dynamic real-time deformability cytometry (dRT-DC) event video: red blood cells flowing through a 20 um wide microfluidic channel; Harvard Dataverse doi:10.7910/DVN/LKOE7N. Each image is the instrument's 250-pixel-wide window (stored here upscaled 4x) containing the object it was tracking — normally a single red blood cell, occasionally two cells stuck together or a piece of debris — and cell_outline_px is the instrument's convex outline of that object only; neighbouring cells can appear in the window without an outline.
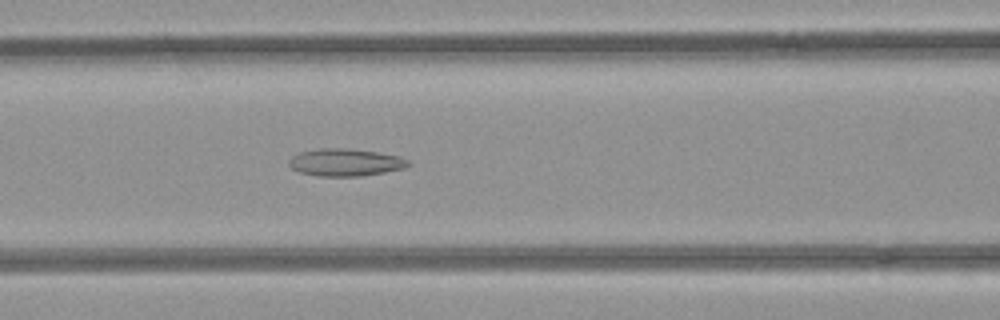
{"species": "common noctule bat (a hibernating species)", "species_latin": "Nyctalus noctula", "temperature_condition": "room temperature", "stored_images_in_passage": 52, "camera_frame_rate_fps": 3000, "um_per_image_px": 0.085, "animal": {"sex": "female", "body_mass_g": 21.9}, "frame": {"image": 1, "passage_image": 22, "time_ms": 7.0, "image_size_px": [1000, 320], "cell_outline_px": [[412, 164], [404, 168], [384, 172], [360, 176], [320, 176], [300, 172], [292, 168], [288, 164], [288, 160], [292, 156], [300, 152], [320, 148], [348, 148], [376, 152], [400, 156], [412, 160]], "centroid_in_image_um": [29.39, 13.79], "position_along_channel_um": 137.2, "area_um2": 19.13}}
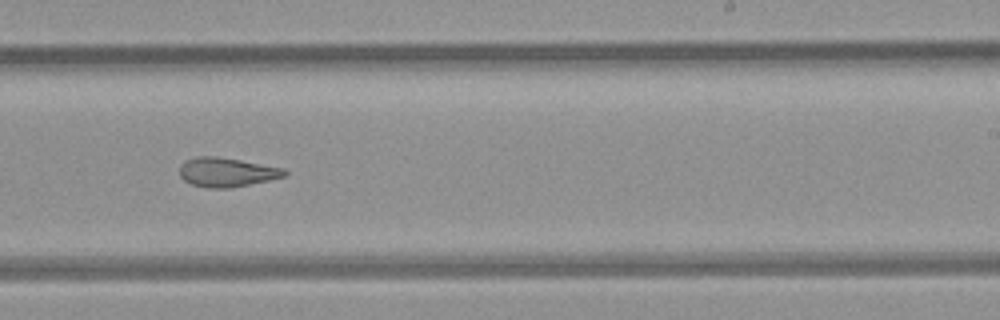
{"frame": {"image": 2, "passage_image": 32, "time_ms": 10.333, "image_size_px": [1000, 320], "cell_outline_px": [[288, 176], [228, 188], [208, 188], [192, 184], [184, 180], [180, 176], [180, 164], [196, 156], [216, 156], [240, 160], [284, 168], [288, 172]], "centroid_in_image_um": [19.28, 14.63], "position_along_channel_um": 269.7, "area_um2": 17.74}}
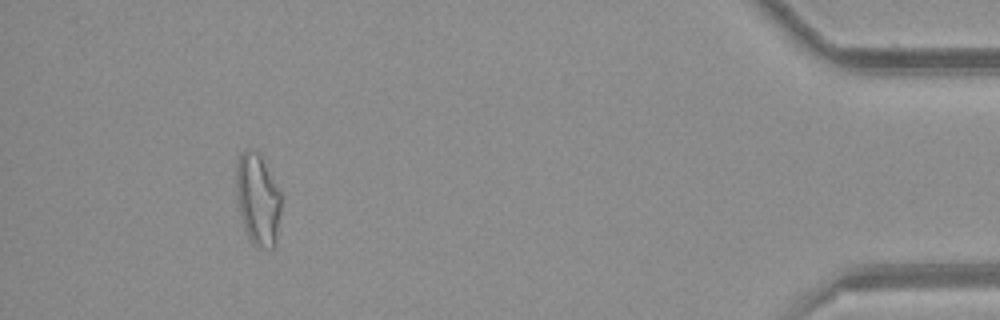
{"frame": {"image": 3, "passage_image": 48, "time_ms": 15.667, "image_size_px": [1000, 320], "cell_outline_px": [[280, 212], [276, 244], [272, 248], [264, 248], [252, 244], [248, 236], [240, 212], [236, 196], [236, 160], [240, 152], [244, 148], [252, 148], [260, 156], [280, 192]], "centroid_in_image_um": [21.89, 16.92], "position_along_channel_um": 413.3, "area_um2": 23.81}, "authors_computed_cell_mechanics": {"area_um2": 20.9814, "velocity_mm_per_s": 3.9857, "shape_relaxation_time_tau1_ms": null, "shape_relaxation_time_tau2_ms": 3.506, "deformation_change_tau1": null, "deformation_change_tau2": 0.1293}}